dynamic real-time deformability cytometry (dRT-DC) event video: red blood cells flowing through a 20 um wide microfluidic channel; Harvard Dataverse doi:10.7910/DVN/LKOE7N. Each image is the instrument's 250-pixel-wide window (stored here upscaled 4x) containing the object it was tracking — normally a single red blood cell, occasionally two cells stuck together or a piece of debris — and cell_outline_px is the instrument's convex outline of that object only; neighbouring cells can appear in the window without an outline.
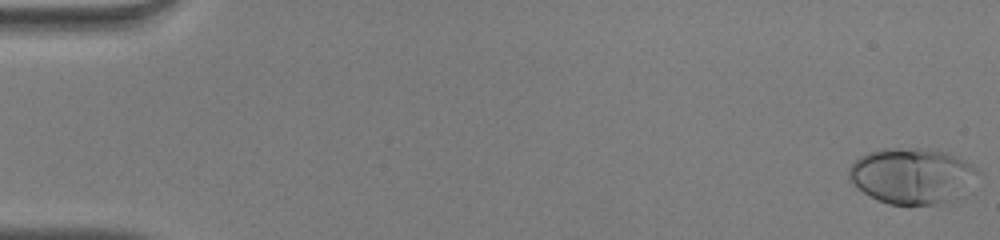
{"species": "human", "species_latin": "Homo sapiens", "temperature_condition": "warm", "stored_images_in_passage": 51, "camera_frame_rate_fps": 3000, "um_per_image_px": 0.085, "donor": {"sex": "male"}, "frame": {"image": 1, "passage_image": 1, "time_ms": 0.0, "image_size_px": [1000, 240], "cell_outline_px": [[980, 172], [948, 200], [932, 204], [888, 204], [856, 188], [852, 184], [848, 176], [848, 168], [860, 156], [868, 152], [880, 148], [928, 148], [948, 152], [972, 164]], "centroid_in_image_um": [77.41, 14.89], "position_along_channel_um": 7.6, "area_um2": 41.04}}
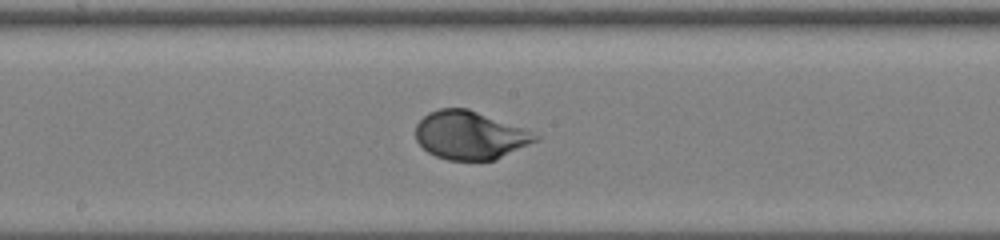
{"frame": {"image": 2, "passage_image": 28, "time_ms": 9.0, "image_size_px": [1000, 240], "cell_outline_px": [[540, 140], [496, 160], [448, 160], [436, 156], [428, 152], [416, 140], [416, 124], [428, 112], [440, 108], [468, 108], [524, 128], [540, 136]], "centroid_in_image_um": [39.97, 11.5], "position_along_channel_um": 208.2, "area_um2": 33.81}}
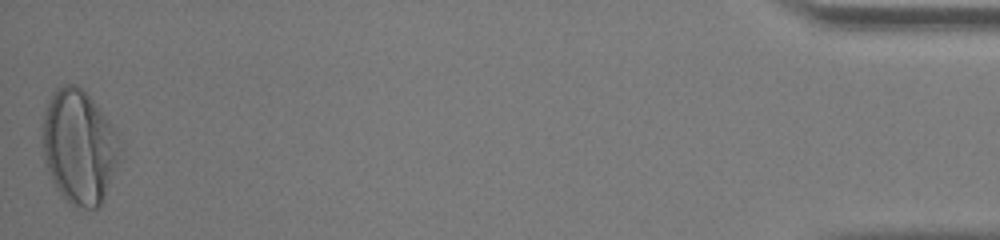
{"frame": {"image": 3, "passage_image": 51, "time_ms": 16.667, "image_size_px": [1000, 240], "cell_outline_px": [[120, 152], [116, 164], [100, 208], [84, 208], [72, 204], [60, 192], [52, 180], [44, 160], [44, 112], [52, 92], [56, 88], [64, 84], [76, 84], [92, 100], [112, 124], [116, 132]], "centroid_in_image_um": [6.72, 12.46], "position_along_channel_um": 428.5, "area_um2": 50.34}, "authors_computed_cell_mechanics": {"area_um2": 35.258, "velocity_mm_per_s": 4.0699, "shape_relaxation_time_tau1_ms": 2.4955, "shape_relaxation_time_tau2_ms": null, "deformation_change_tau1": 0.189, "deformation_change_tau2": null}}